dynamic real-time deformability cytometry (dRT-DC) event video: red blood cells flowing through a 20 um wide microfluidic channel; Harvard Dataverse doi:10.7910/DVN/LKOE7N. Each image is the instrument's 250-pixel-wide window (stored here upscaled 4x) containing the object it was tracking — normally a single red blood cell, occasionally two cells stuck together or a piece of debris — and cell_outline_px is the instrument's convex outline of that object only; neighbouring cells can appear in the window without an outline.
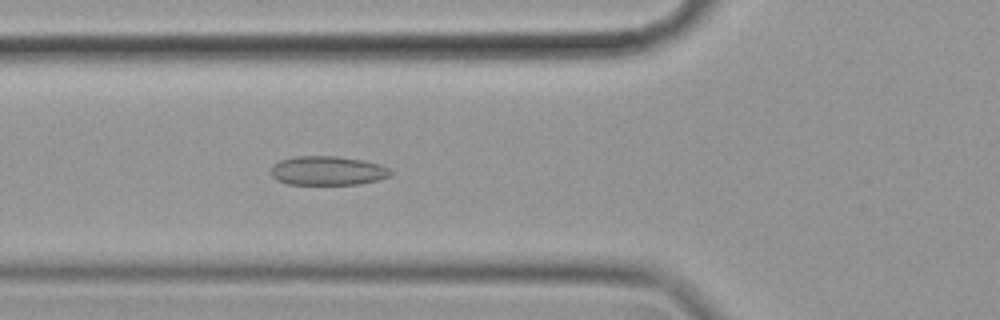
{"species": "common noctule bat (a hibernating species)", "species_latin": "Nyctalus noctula", "temperature_condition": "cold", "stored_images_in_passage": 56, "camera_frame_rate_fps": 3000, "um_per_image_px": 0.085, "animal": {"sex": "female", "body_mass_g": 19.9}, "frame": {"image": 1, "passage_image": 20, "time_ms": 6.333, "image_size_px": [1000, 320], "cell_outline_px": [[392, 176], [360, 184], [288, 184], [276, 180], [272, 176], [272, 164], [280, 160], [296, 156], [336, 156], [360, 160], [380, 164], [388, 168], [392, 172]], "centroid_in_image_um": [27.84, 14.51], "position_along_channel_um": 98.0, "area_um2": 20.23}}
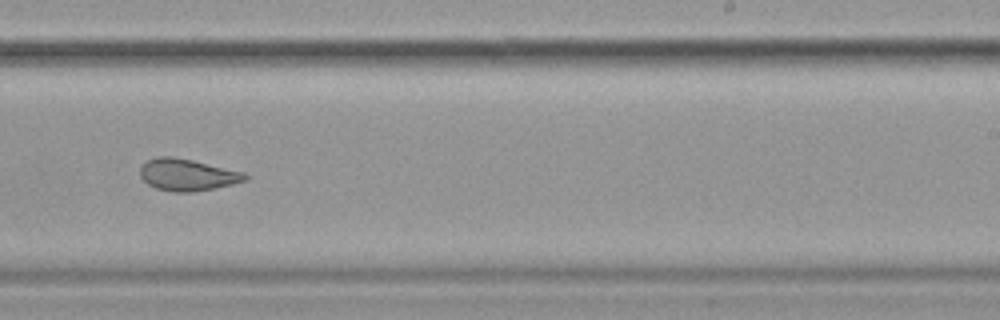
{"frame": {"image": 2, "passage_image": 35, "time_ms": 11.333, "image_size_px": [1000, 320], "cell_outline_px": [[248, 180], [232, 184], [192, 192], [172, 192], [156, 188], [148, 184], [140, 176], [140, 168], [148, 160], [160, 156], [172, 156], [192, 160], [244, 172], [248, 176]], "centroid_in_image_um": [15.92, 14.86], "position_along_channel_um": 273.1, "area_um2": 19.31}}
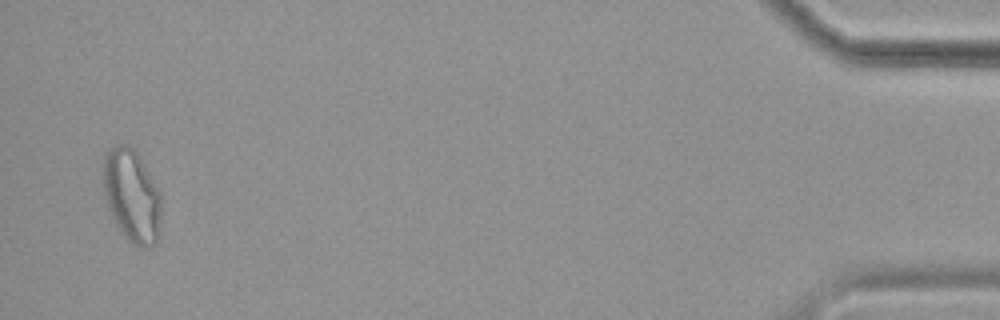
{"frame": {"image": 3, "passage_image": 55, "time_ms": 18.0, "image_size_px": [1000, 320], "cell_outline_px": [[160, 236], [156, 244], [144, 248], [128, 240], [120, 232], [112, 216], [104, 196], [104, 156], [108, 148], [116, 144], [128, 144], [136, 152], [160, 192]], "centroid_in_image_um": [11.2, 16.65], "position_along_channel_um": 424.0, "area_um2": 31.27}, "authors_computed_cell_mechanics": {"area_um2": 22.7154, "velocity_mm_per_s": 3.5131, "shape_relaxation_time_tau1_ms": null, "shape_relaxation_time_tau2_ms": 1.5379, "deformation_change_tau1": null, "deformation_change_tau2": 0.0672}}